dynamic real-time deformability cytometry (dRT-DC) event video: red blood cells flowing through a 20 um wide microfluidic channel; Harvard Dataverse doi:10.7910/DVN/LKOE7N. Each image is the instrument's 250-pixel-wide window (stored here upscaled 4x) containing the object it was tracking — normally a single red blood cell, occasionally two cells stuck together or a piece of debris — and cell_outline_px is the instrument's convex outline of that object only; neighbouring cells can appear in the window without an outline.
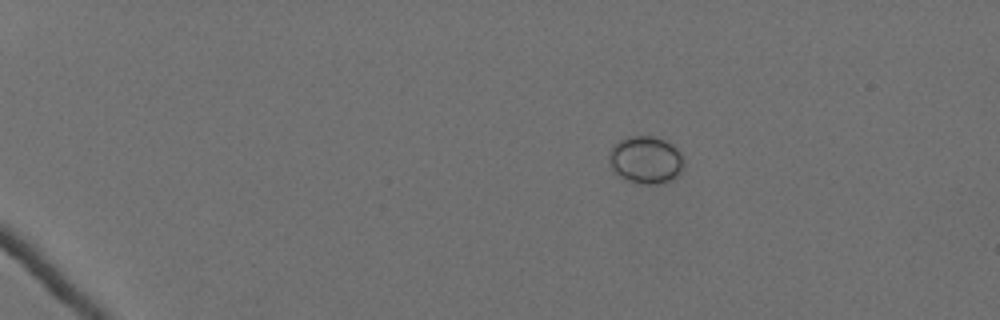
{"species": "Egyptian fruit bat (a non-hibernating species)", "species_latin": "Rousettus aegyptiacus", "temperature_condition": "cold", "stored_images_in_passage": 49, "camera_frame_rate_fps": 3000, "um_per_image_px": 0.085, "animal": {"sex": "female"}, "frame": {"image": 1, "passage_image": 1, "time_ms": 0.0, "image_size_px": [1000, 320], "cell_outline_px": [[684, 168], [680, 176], [672, 180], [656, 184], [640, 184], [628, 180], [620, 176], [612, 168], [608, 160], [608, 152], [612, 144], [628, 136], [656, 136], [672, 144], [680, 152], [684, 160]], "centroid_in_image_um": [54.9, 13.58], "position_along_channel_um": 30.1, "area_um2": 21.1}}
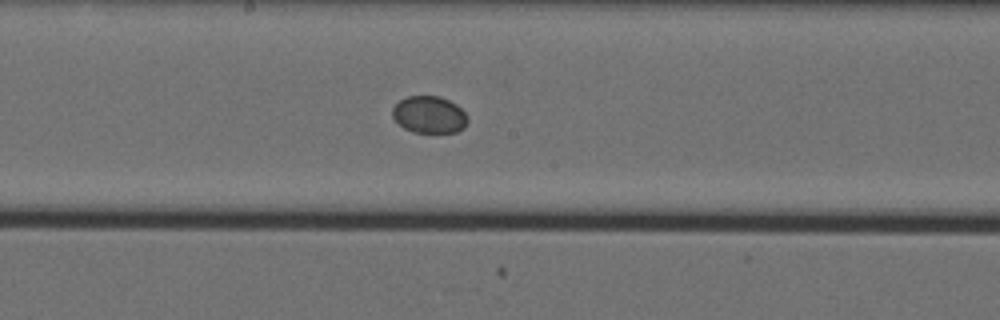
{"frame": {"image": 2, "passage_image": 25, "time_ms": 8.0, "image_size_px": [1000, 320], "cell_outline_px": [[468, 120], [464, 128], [456, 132], [412, 132], [404, 128], [392, 116], [392, 108], [400, 100], [408, 96], [440, 96], [456, 104], [468, 116]], "centroid_in_image_um": [36.49, 9.74], "position_along_channel_um": 211.7, "area_um2": 16.18}}
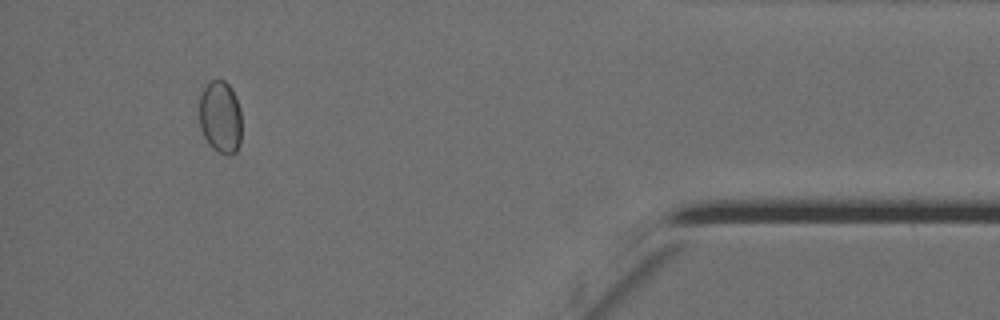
{"frame": {"image": 3, "passage_image": 46, "time_ms": 15.0, "image_size_px": [1000, 320], "cell_outline_px": [[240, 144], [236, 152], [228, 156], [212, 148], [208, 144], [200, 128], [200, 96], [204, 88], [212, 80], [224, 80], [232, 88], [236, 96], [240, 108]], "centroid_in_image_um": [18.74, 9.96], "position_along_channel_um": 416.5, "area_um2": 17.92}}